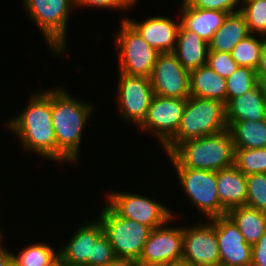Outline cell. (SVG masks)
Instances as JSON below:
<instances>
[{"label":"cell","instance_id":"1","mask_svg":"<svg viewBox=\"0 0 266 266\" xmlns=\"http://www.w3.org/2000/svg\"><path fill=\"white\" fill-rule=\"evenodd\" d=\"M38 91V92H37ZM28 94L27 104L14 116L4 121V129L21 143L24 151L56 163V137L52 122V87ZM11 118V119H10ZM51 160V161H50Z\"/></svg>","mask_w":266,"mask_h":266},{"label":"cell","instance_id":"34","mask_svg":"<svg viewBox=\"0 0 266 266\" xmlns=\"http://www.w3.org/2000/svg\"><path fill=\"white\" fill-rule=\"evenodd\" d=\"M197 9L218 10L231 13L240 12L243 0H185Z\"/></svg>","mask_w":266,"mask_h":266},{"label":"cell","instance_id":"43","mask_svg":"<svg viewBox=\"0 0 266 266\" xmlns=\"http://www.w3.org/2000/svg\"><path fill=\"white\" fill-rule=\"evenodd\" d=\"M56 266H83V265H76V264H70L61 260H57Z\"/></svg>","mask_w":266,"mask_h":266},{"label":"cell","instance_id":"38","mask_svg":"<svg viewBox=\"0 0 266 266\" xmlns=\"http://www.w3.org/2000/svg\"><path fill=\"white\" fill-rule=\"evenodd\" d=\"M108 266H139V262L130 258H115Z\"/></svg>","mask_w":266,"mask_h":266},{"label":"cell","instance_id":"26","mask_svg":"<svg viewBox=\"0 0 266 266\" xmlns=\"http://www.w3.org/2000/svg\"><path fill=\"white\" fill-rule=\"evenodd\" d=\"M18 251L12 250V261L17 266H56L59 259L58 249L45 241H34Z\"/></svg>","mask_w":266,"mask_h":266},{"label":"cell","instance_id":"4","mask_svg":"<svg viewBox=\"0 0 266 266\" xmlns=\"http://www.w3.org/2000/svg\"><path fill=\"white\" fill-rule=\"evenodd\" d=\"M19 5H22L23 13L29 17L30 23L33 22L39 28L45 46L54 58H67L70 47L67 42L68 25L75 11L73 0H21Z\"/></svg>","mask_w":266,"mask_h":266},{"label":"cell","instance_id":"18","mask_svg":"<svg viewBox=\"0 0 266 266\" xmlns=\"http://www.w3.org/2000/svg\"><path fill=\"white\" fill-rule=\"evenodd\" d=\"M178 14L180 24L187 30L196 33L207 43L211 40L214 33L221 27L228 12L197 9L191 7L185 0L179 6Z\"/></svg>","mask_w":266,"mask_h":266},{"label":"cell","instance_id":"24","mask_svg":"<svg viewBox=\"0 0 266 266\" xmlns=\"http://www.w3.org/2000/svg\"><path fill=\"white\" fill-rule=\"evenodd\" d=\"M247 244L253 246L266 232V213L248 206H238L227 211Z\"/></svg>","mask_w":266,"mask_h":266},{"label":"cell","instance_id":"45","mask_svg":"<svg viewBox=\"0 0 266 266\" xmlns=\"http://www.w3.org/2000/svg\"><path fill=\"white\" fill-rule=\"evenodd\" d=\"M9 266H17L13 261L9 264Z\"/></svg>","mask_w":266,"mask_h":266},{"label":"cell","instance_id":"42","mask_svg":"<svg viewBox=\"0 0 266 266\" xmlns=\"http://www.w3.org/2000/svg\"><path fill=\"white\" fill-rule=\"evenodd\" d=\"M139 266H168L165 263H139Z\"/></svg>","mask_w":266,"mask_h":266},{"label":"cell","instance_id":"28","mask_svg":"<svg viewBox=\"0 0 266 266\" xmlns=\"http://www.w3.org/2000/svg\"><path fill=\"white\" fill-rule=\"evenodd\" d=\"M234 166L246 176L266 173V147L235 148Z\"/></svg>","mask_w":266,"mask_h":266},{"label":"cell","instance_id":"33","mask_svg":"<svg viewBox=\"0 0 266 266\" xmlns=\"http://www.w3.org/2000/svg\"><path fill=\"white\" fill-rule=\"evenodd\" d=\"M206 65L225 79L230 77L239 67L232 59L231 53L219 51H208Z\"/></svg>","mask_w":266,"mask_h":266},{"label":"cell","instance_id":"10","mask_svg":"<svg viewBox=\"0 0 266 266\" xmlns=\"http://www.w3.org/2000/svg\"><path fill=\"white\" fill-rule=\"evenodd\" d=\"M117 73L116 110L124 124L137 128L144 121L154 96L150 78Z\"/></svg>","mask_w":266,"mask_h":266},{"label":"cell","instance_id":"41","mask_svg":"<svg viewBox=\"0 0 266 266\" xmlns=\"http://www.w3.org/2000/svg\"><path fill=\"white\" fill-rule=\"evenodd\" d=\"M168 266H195L187 261L184 260H179V261H175L173 263L168 264Z\"/></svg>","mask_w":266,"mask_h":266},{"label":"cell","instance_id":"23","mask_svg":"<svg viewBox=\"0 0 266 266\" xmlns=\"http://www.w3.org/2000/svg\"><path fill=\"white\" fill-rule=\"evenodd\" d=\"M249 35L244 16L240 12L228 14L208 42V50L231 53L232 49Z\"/></svg>","mask_w":266,"mask_h":266},{"label":"cell","instance_id":"37","mask_svg":"<svg viewBox=\"0 0 266 266\" xmlns=\"http://www.w3.org/2000/svg\"><path fill=\"white\" fill-rule=\"evenodd\" d=\"M5 239L0 243V266H9L12 262V250L5 246Z\"/></svg>","mask_w":266,"mask_h":266},{"label":"cell","instance_id":"9","mask_svg":"<svg viewBox=\"0 0 266 266\" xmlns=\"http://www.w3.org/2000/svg\"><path fill=\"white\" fill-rule=\"evenodd\" d=\"M105 202L120 216L134 220L152 229L162 226L172 218L173 210L153 199L137 192L109 190L104 194Z\"/></svg>","mask_w":266,"mask_h":266},{"label":"cell","instance_id":"15","mask_svg":"<svg viewBox=\"0 0 266 266\" xmlns=\"http://www.w3.org/2000/svg\"><path fill=\"white\" fill-rule=\"evenodd\" d=\"M173 19L168 15H153L139 21L130 16H123L137 33L159 53L174 52L176 48L177 33L180 26L179 14Z\"/></svg>","mask_w":266,"mask_h":266},{"label":"cell","instance_id":"22","mask_svg":"<svg viewBox=\"0 0 266 266\" xmlns=\"http://www.w3.org/2000/svg\"><path fill=\"white\" fill-rule=\"evenodd\" d=\"M190 95L213 99L227 104L226 79L219 76L209 66L203 65L189 72Z\"/></svg>","mask_w":266,"mask_h":266},{"label":"cell","instance_id":"17","mask_svg":"<svg viewBox=\"0 0 266 266\" xmlns=\"http://www.w3.org/2000/svg\"><path fill=\"white\" fill-rule=\"evenodd\" d=\"M74 228L73 234L59 249V260L76 265L93 266V251L97 240L104 234L100 220L92 217Z\"/></svg>","mask_w":266,"mask_h":266},{"label":"cell","instance_id":"2","mask_svg":"<svg viewBox=\"0 0 266 266\" xmlns=\"http://www.w3.org/2000/svg\"><path fill=\"white\" fill-rule=\"evenodd\" d=\"M65 87L52 88V122L56 137V164L75 165L81 157L82 141L86 126L94 115L91 101H83ZM77 98V99H76ZM94 112V113H93ZM85 130V131H84Z\"/></svg>","mask_w":266,"mask_h":266},{"label":"cell","instance_id":"36","mask_svg":"<svg viewBox=\"0 0 266 266\" xmlns=\"http://www.w3.org/2000/svg\"><path fill=\"white\" fill-rule=\"evenodd\" d=\"M251 266H266V232L252 246Z\"/></svg>","mask_w":266,"mask_h":266},{"label":"cell","instance_id":"30","mask_svg":"<svg viewBox=\"0 0 266 266\" xmlns=\"http://www.w3.org/2000/svg\"><path fill=\"white\" fill-rule=\"evenodd\" d=\"M227 103L246 92L251 91L257 85V72L249 67L239 66L236 71L226 79Z\"/></svg>","mask_w":266,"mask_h":266},{"label":"cell","instance_id":"11","mask_svg":"<svg viewBox=\"0 0 266 266\" xmlns=\"http://www.w3.org/2000/svg\"><path fill=\"white\" fill-rule=\"evenodd\" d=\"M187 99L153 96L144 121L137 131H144L162 148L177 132Z\"/></svg>","mask_w":266,"mask_h":266},{"label":"cell","instance_id":"27","mask_svg":"<svg viewBox=\"0 0 266 266\" xmlns=\"http://www.w3.org/2000/svg\"><path fill=\"white\" fill-rule=\"evenodd\" d=\"M264 39V36L250 34L232 49V59L238 66L249 67L257 71Z\"/></svg>","mask_w":266,"mask_h":266},{"label":"cell","instance_id":"16","mask_svg":"<svg viewBox=\"0 0 266 266\" xmlns=\"http://www.w3.org/2000/svg\"><path fill=\"white\" fill-rule=\"evenodd\" d=\"M220 253V265L251 266L252 246L247 244L234 222L227 216L211 219Z\"/></svg>","mask_w":266,"mask_h":266},{"label":"cell","instance_id":"5","mask_svg":"<svg viewBox=\"0 0 266 266\" xmlns=\"http://www.w3.org/2000/svg\"><path fill=\"white\" fill-rule=\"evenodd\" d=\"M227 129L223 102L190 95L176 134L161 149L166 156L183 141L218 134Z\"/></svg>","mask_w":266,"mask_h":266},{"label":"cell","instance_id":"20","mask_svg":"<svg viewBox=\"0 0 266 266\" xmlns=\"http://www.w3.org/2000/svg\"><path fill=\"white\" fill-rule=\"evenodd\" d=\"M226 123L236 121H260L266 119V100L256 85L244 95L232 98L226 105Z\"/></svg>","mask_w":266,"mask_h":266},{"label":"cell","instance_id":"25","mask_svg":"<svg viewBox=\"0 0 266 266\" xmlns=\"http://www.w3.org/2000/svg\"><path fill=\"white\" fill-rule=\"evenodd\" d=\"M234 148L266 147V119L260 121H236L229 127Z\"/></svg>","mask_w":266,"mask_h":266},{"label":"cell","instance_id":"35","mask_svg":"<svg viewBox=\"0 0 266 266\" xmlns=\"http://www.w3.org/2000/svg\"><path fill=\"white\" fill-rule=\"evenodd\" d=\"M116 258L108 237L103 234L96 242L93 251V266H108Z\"/></svg>","mask_w":266,"mask_h":266},{"label":"cell","instance_id":"13","mask_svg":"<svg viewBox=\"0 0 266 266\" xmlns=\"http://www.w3.org/2000/svg\"><path fill=\"white\" fill-rule=\"evenodd\" d=\"M173 217L162 226L152 229L148 240L144 244L139 263H165L170 264L182 260L183 225H175L183 214L173 210ZM182 215V217H180ZM180 217V218H178ZM173 223V224H171ZM170 224V225H169Z\"/></svg>","mask_w":266,"mask_h":266},{"label":"cell","instance_id":"12","mask_svg":"<svg viewBox=\"0 0 266 266\" xmlns=\"http://www.w3.org/2000/svg\"><path fill=\"white\" fill-rule=\"evenodd\" d=\"M201 220L198 218L197 224H183L182 260L195 266H218L220 253L215 223L211 219Z\"/></svg>","mask_w":266,"mask_h":266},{"label":"cell","instance_id":"44","mask_svg":"<svg viewBox=\"0 0 266 266\" xmlns=\"http://www.w3.org/2000/svg\"><path fill=\"white\" fill-rule=\"evenodd\" d=\"M3 228H4V226H3V227L0 226V243H1L4 239H6V237H5L6 233H4V232H5V229L3 230ZM3 236H4V237H3Z\"/></svg>","mask_w":266,"mask_h":266},{"label":"cell","instance_id":"6","mask_svg":"<svg viewBox=\"0 0 266 266\" xmlns=\"http://www.w3.org/2000/svg\"><path fill=\"white\" fill-rule=\"evenodd\" d=\"M96 216L102 223L116 258L139 260L152 228L120 217L106 202Z\"/></svg>","mask_w":266,"mask_h":266},{"label":"cell","instance_id":"39","mask_svg":"<svg viewBox=\"0 0 266 266\" xmlns=\"http://www.w3.org/2000/svg\"><path fill=\"white\" fill-rule=\"evenodd\" d=\"M257 74H265L266 73V39L263 41V46L261 49L260 63L257 68Z\"/></svg>","mask_w":266,"mask_h":266},{"label":"cell","instance_id":"8","mask_svg":"<svg viewBox=\"0 0 266 266\" xmlns=\"http://www.w3.org/2000/svg\"><path fill=\"white\" fill-rule=\"evenodd\" d=\"M178 185L189 206L195 207L204 220L224 216L227 210L220 204L217 194L216 172L192 168H174ZM193 204V205H190Z\"/></svg>","mask_w":266,"mask_h":266},{"label":"cell","instance_id":"31","mask_svg":"<svg viewBox=\"0 0 266 266\" xmlns=\"http://www.w3.org/2000/svg\"><path fill=\"white\" fill-rule=\"evenodd\" d=\"M246 206L266 213V173L247 176Z\"/></svg>","mask_w":266,"mask_h":266},{"label":"cell","instance_id":"29","mask_svg":"<svg viewBox=\"0 0 266 266\" xmlns=\"http://www.w3.org/2000/svg\"><path fill=\"white\" fill-rule=\"evenodd\" d=\"M240 13L250 34L266 36V0H243Z\"/></svg>","mask_w":266,"mask_h":266},{"label":"cell","instance_id":"19","mask_svg":"<svg viewBox=\"0 0 266 266\" xmlns=\"http://www.w3.org/2000/svg\"><path fill=\"white\" fill-rule=\"evenodd\" d=\"M217 194L220 204L228 211L246 206L247 176L235 166L216 172Z\"/></svg>","mask_w":266,"mask_h":266},{"label":"cell","instance_id":"32","mask_svg":"<svg viewBox=\"0 0 266 266\" xmlns=\"http://www.w3.org/2000/svg\"><path fill=\"white\" fill-rule=\"evenodd\" d=\"M139 0H73L74 8L77 9H86L89 10L92 8L106 9V10H121L122 13L129 12L130 9H135V6L139 4ZM137 3V4H136ZM129 10V11H128Z\"/></svg>","mask_w":266,"mask_h":266},{"label":"cell","instance_id":"7","mask_svg":"<svg viewBox=\"0 0 266 266\" xmlns=\"http://www.w3.org/2000/svg\"><path fill=\"white\" fill-rule=\"evenodd\" d=\"M114 39L118 71L131 76L150 78L159 52L151 47L125 20Z\"/></svg>","mask_w":266,"mask_h":266},{"label":"cell","instance_id":"21","mask_svg":"<svg viewBox=\"0 0 266 266\" xmlns=\"http://www.w3.org/2000/svg\"><path fill=\"white\" fill-rule=\"evenodd\" d=\"M208 51L205 40L180 24L174 53L184 69L190 72L206 65Z\"/></svg>","mask_w":266,"mask_h":266},{"label":"cell","instance_id":"40","mask_svg":"<svg viewBox=\"0 0 266 266\" xmlns=\"http://www.w3.org/2000/svg\"><path fill=\"white\" fill-rule=\"evenodd\" d=\"M257 85L259 86L261 93L266 100V73L257 74Z\"/></svg>","mask_w":266,"mask_h":266},{"label":"cell","instance_id":"3","mask_svg":"<svg viewBox=\"0 0 266 266\" xmlns=\"http://www.w3.org/2000/svg\"><path fill=\"white\" fill-rule=\"evenodd\" d=\"M234 157V143L228 129L218 134L183 141L167 155L173 168L215 172L234 166Z\"/></svg>","mask_w":266,"mask_h":266},{"label":"cell","instance_id":"14","mask_svg":"<svg viewBox=\"0 0 266 266\" xmlns=\"http://www.w3.org/2000/svg\"><path fill=\"white\" fill-rule=\"evenodd\" d=\"M150 82L155 95L181 99L190 96L189 71L179 63L174 52L159 53Z\"/></svg>","mask_w":266,"mask_h":266}]
</instances>
